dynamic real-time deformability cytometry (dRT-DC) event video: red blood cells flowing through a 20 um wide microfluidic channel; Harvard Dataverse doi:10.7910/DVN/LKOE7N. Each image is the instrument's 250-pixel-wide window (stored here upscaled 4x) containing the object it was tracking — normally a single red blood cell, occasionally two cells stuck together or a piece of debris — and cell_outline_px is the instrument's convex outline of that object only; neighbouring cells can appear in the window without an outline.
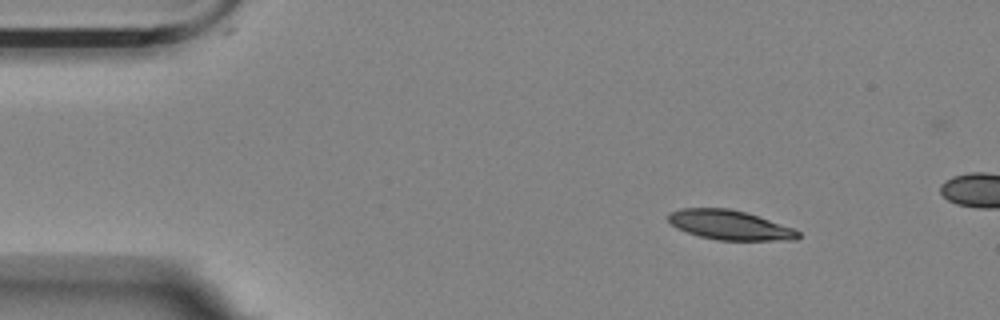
{"species": "Egyptian fruit bat (a non-hibernating species)", "species_latin": "Rousettus aegyptiacus", "temperature_condition": "room temperature", "stored_images_in_passage": 4, "camera_frame_rate_fps": 3000, "um_per_image_px": 0.085, "animal": {"sex": "female"}, "frame": {"image": 1, "passage_image": 1, "time_ms": 0.0, "image_size_px": [1000, 320], "cell_outline_px": [[800, 236], [796, 240], [716, 240], [700, 236], [676, 228], [668, 220], [668, 216], [672, 212], [680, 208], [728, 208], [744, 212], [792, 228], [800, 232]], "centroid_in_image_um": [62.01, 19.13], "position_along_channel_um": 23.0, "area_um2": 21.96}}